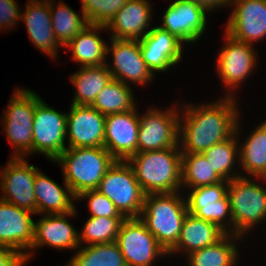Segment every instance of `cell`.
Listing matches in <instances>:
<instances>
[{
	"label": "cell",
	"mask_w": 266,
	"mask_h": 266,
	"mask_svg": "<svg viewBox=\"0 0 266 266\" xmlns=\"http://www.w3.org/2000/svg\"><path fill=\"white\" fill-rule=\"evenodd\" d=\"M236 101L235 97L222 96L201 105L182 103L179 124L181 152L203 153L214 144L231 138L241 117Z\"/></svg>",
	"instance_id": "obj_1"
},
{
	"label": "cell",
	"mask_w": 266,
	"mask_h": 266,
	"mask_svg": "<svg viewBox=\"0 0 266 266\" xmlns=\"http://www.w3.org/2000/svg\"><path fill=\"white\" fill-rule=\"evenodd\" d=\"M127 162L145 194L182 191L180 147L137 152Z\"/></svg>",
	"instance_id": "obj_2"
},
{
	"label": "cell",
	"mask_w": 266,
	"mask_h": 266,
	"mask_svg": "<svg viewBox=\"0 0 266 266\" xmlns=\"http://www.w3.org/2000/svg\"><path fill=\"white\" fill-rule=\"evenodd\" d=\"M180 192L146 194L140 215L167 253L177 244L188 213L186 197Z\"/></svg>",
	"instance_id": "obj_3"
},
{
	"label": "cell",
	"mask_w": 266,
	"mask_h": 266,
	"mask_svg": "<svg viewBox=\"0 0 266 266\" xmlns=\"http://www.w3.org/2000/svg\"><path fill=\"white\" fill-rule=\"evenodd\" d=\"M116 160L103 147L66 148L54 161L75 197L97 190L101 179Z\"/></svg>",
	"instance_id": "obj_4"
},
{
	"label": "cell",
	"mask_w": 266,
	"mask_h": 266,
	"mask_svg": "<svg viewBox=\"0 0 266 266\" xmlns=\"http://www.w3.org/2000/svg\"><path fill=\"white\" fill-rule=\"evenodd\" d=\"M11 96L0 121L14 148L10 156L26 158L32 154L34 111L42 98L29 88L15 89Z\"/></svg>",
	"instance_id": "obj_5"
},
{
	"label": "cell",
	"mask_w": 266,
	"mask_h": 266,
	"mask_svg": "<svg viewBox=\"0 0 266 266\" xmlns=\"http://www.w3.org/2000/svg\"><path fill=\"white\" fill-rule=\"evenodd\" d=\"M227 194L233 219V234L246 237L249 231L266 220V187L258 180L239 176L229 181Z\"/></svg>",
	"instance_id": "obj_6"
},
{
	"label": "cell",
	"mask_w": 266,
	"mask_h": 266,
	"mask_svg": "<svg viewBox=\"0 0 266 266\" xmlns=\"http://www.w3.org/2000/svg\"><path fill=\"white\" fill-rule=\"evenodd\" d=\"M97 191L110 199L125 218H140L146 194L127 161L116 160L101 179Z\"/></svg>",
	"instance_id": "obj_7"
},
{
	"label": "cell",
	"mask_w": 266,
	"mask_h": 266,
	"mask_svg": "<svg viewBox=\"0 0 266 266\" xmlns=\"http://www.w3.org/2000/svg\"><path fill=\"white\" fill-rule=\"evenodd\" d=\"M177 103L165 110L150 106L144 114H139L137 152L179 147L180 104Z\"/></svg>",
	"instance_id": "obj_8"
},
{
	"label": "cell",
	"mask_w": 266,
	"mask_h": 266,
	"mask_svg": "<svg viewBox=\"0 0 266 266\" xmlns=\"http://www.w3.org/2000/svg\"><path fill=\"white\" fill-rule=\"evenodd\" d=\"M224 34V45L220 48L216 59V72L223 86L226 87L224 96L234 97L236 94L234 91L241 87L251 73L253 74L259 59L255 45L237 41L225 31Z\"/></svg>",
	"instance_id": "obj_9"
},
{
	"label": "cell",
	"mask_w": 266,
	"mask_h": 266,
	"mask_svg": "<svg viewBox=\"0 0 266 266\" xmlns=\"http://www.w3.org/2000/svg\"><path fill=\"white\" fill-rule=\"evenodd\" d=\"M67 113L50 107L42 99L36 106L33 118L32 154H42L55 161L67 148Z\"/></svg>",
	"instance_id": "obj_10"
},
{
	"label": "cell",
	"mask_w": 266,
	"mask_h": 266,
	"mask_svg": "<svg viewBox=\"0 0 266 266\" xmlns=\"http://www.w3.org/2000/svg\"><path fill=\"white\" fill-rule=\"evenodd\" d=\"M115 242L127 266H153L157 258L159 260L165 255L168 256L140 218H126L120 226Z\"/></svg>",
	"instance_id": "obj_11"
},
{
	"label": "cell",
	"mask_w": 266,
	"mask_h": 266,
	"mask_svg": "<svg viewBox=\"0 0 266 266\" xmlns=\"http://www.w3.org/2000/svg\"><path fill=\"white\" fill-rule=\"evenodd\" d=\"M229 181L189 189L186 194L188 212L209 221L226 234H233V219L227 194Z\"/></svg>",
	"instance_id": "obj_12"
},
{
	"label": "cell",
	"mask_w": 266,
	"mask_h": 266,
	"mask_svg": "<svg viewBox=\"0 0 266 266\" xmlns=\"http://www.w3.org/2000/svg\"><path fill=\"white\" fill-rule=\"evenodd\" d=\"M107 54V58L112 57V64L106 62V66L113 79L128 86L136 84L140 87L153 82L155 75L142 58L139 40L110 38Z\"/></svg>",
	"instance_id": "obj_13"
},
{
	"label": "cell",
	"mask_w": 266,
	"mask_h": 266,
	"mask_svg": "<svg viewBox=\"0 0 266 266\" xmlns=\"http://www.w3.org/2000/svg\"><path fill=\"white\" fill-rule=\"evenodd\" d=\"M38 171L26 158L11 157L0 168V199L36 214L34 179Z\"/></svg>",
	"instance_id": "obj_14"
},
{
	"label": "cell",
	"mask_w": 266,
	"mask_h": 266,
	"mask_svg": "<svg viewBox=\"0 0 266 266\" xmlns=\"http://www.w3.org/2000/svg\"><path fill=\"white\" fill-rule=\"evenodd\" d=\"M233 6V7H232ZM225 32L233 39L254 45L266 37V0H231Z\"/></svg>",
	"instance_id": "obj_15"
},
{
	"label": "cell",
	"mask_w": 266,
	"mask_h": 266,
	"mask_svg": "<svg viewBox=\"0 0 266 266\" xmlns=\"http://www.w3.org/2000/svg\"><path fill=\"white\" fill-rule=\"evenodd\" d=\"M76 209L77 207L65 214H44L37 222L35 221L34 240L29 249L30 252L24 258L25 263H28L34 252L42 246H49L56 250H78L80 247L78 231L68 221L69 218L77 215Z\"/></svg>",
	"instance_id": "obj_16"
},
{
	"label": "cell",
	"mask_w": 266,
	"mask_h": 266,
	"mask_svg": "<svg viewBox=\"0 0 266 266\" xmlns=\"http://www.w3.org/2000/svg\"><path fill=\"white\" fill-rule=\"evenodd\" d=\"M208 12L197 4L175 0L166 8L159 27L185 43H196L207 27Z\"/></svg>",
	"instance_id": "obj_17"
},
{
	"label": "cell",
	"mask_w": 266,
	"mask_h": 266,
	"mask_svg": "<svg viewBox=\"0 0 266 266\" xmlns=\"http://www.w3.org/2000/svg\"><path fill=\"white\" fill-rule=\"evenodd\" d=\"M105 118L92 106L71 104L67 113V147H103Z\"/></svg>",
	"instance_id": "obj_18"
},
{
	"label": "cell",
	"mask_w": 266,
	"mask_h": 266,
	"mask_svg": "<svg viewBox=\"0 0 266 266\" xmlns=\"http://www.w3.org/2000/svg\"><path fill=\"white\" fill-rule=\"evenodd\" d=\"M139 111L108 114L105 118L104 147L115 160L127 161L137 153Z\"/></svg>",
	"instance_id": "obj_19"
},
{
	"label": "cell",
	"mask_w": 266,
	"mask_h": 266,
	"mask_svg": "<svg viewBox=\"0 0 266 266\" xmlns=\"http://www.w3.org/2000/svg\"><path fill=\"white\" fill-rule=\"evenodd\" d=\"M139 43L142 58L153 74L167 72L181 63L184 43L159 26L152 27Z\"/></svg>",
	"instance_id": "obj_20"
},
{
	"label": "cell",
	"mask_w": 266,
	"mask_h": 266,
	"mask_svg": "<svg viewBox=\"0 0 266 266\" xmlns=\"http://www.w3.org/2000/svg\"><path fill=\"white\" fill-rule=\"evenodd\" d=\"M35 213L0 199V246L15 249L24 258L34 240Z\"/></svg>",
	"instance_id": "obj_21"
},
{
	"label": "cell",
	"mask_w": 266,
	"mask_h": 266,
	"mask_svg": "<svg viewBox=\"0 0 266 266\" xmlns=\"http://www.w3.org/2000/svg\"><path fill=\"white\" fill-rule=\"evenodd\" d=\"M21 21L25 22L30 41L46 56L57 58L62 46L55 38L49 0H28L25 10L21 12Z\"/></svg>",
	"instance_id": "obj_22"
},
{
	"label": "cell",
	"mask_w": 266,
	"mask_h": 266,
	"mask_svg": "<svg viewBox=\"0 0 266 266\" xmlns=\"http://www.w3.org/2000/svg\"><path fill=\"white\" fill-rule=\"evenodd\" d=\"M152 10L148 0H127L106 26L110 38L141 40L152 29Z\"/></svg>",
	"instance_id": "obj_23"
},
{
	"label": "cell",
	"mask_w": 266,
	"mask_h": 266,
	"mask_svg": "<svg viewBox=\"0 0 266 266\" xmlns=\"http://www.w3.org/2000/svg\"><path fill=\"white\" fill-rule=\"evenodd\" d=\"M63 185L38 171L34 179V192L36 198V214H65L72 212L76 207L73 200L76 197L69 185L63 179Z\"/></svg>",
	"instance_id": "obj_24"
},
{
	"label": "cell",
	"mask_w": 266,
	"mask_h": 266,
	"mask_svg": "<svg viewBox=\"0 0 266 266\" xmlns=\"http://www.w3.org/2000/svg\"><path fill=\"white\" fill-rule=\"evenodd\" d=\"M225 234L217 225L188 212L182 225L179 240L168 252V255L173 256V254L181 253L183 256L188 255L195 250L215 244Z\"/></svg>",
	"instance_id": "obj_25"
},
{
	"label": "cell",
	"mask_w": 266,
	"mask_h": 266,
	"mask_svg": "<svg viewBox=\"0 0 266 266\" xmlns=\"http://www.w3.org/2000/svg\"><path fill=\"white\" fill-rule=\"evenodd\" d=\"M106 26L89 24L65 47L71 51V58L80 67L101 66L107 62V44L100 37Z\"/></svg>",
	"instance_id": "obj_26"
},
{
	"label": "cell",
	"mask_w": 266,
	"mask_h": 266,
	"mask_svg": "<svg viewBox=\"0 0 266 266\" xmlns=\"http://www.w3.org/2000/svg\"><path fill=\"white\" fill-rule=\"evenodd\" d=\"M239 144V165L245 175L266 182V120ZM263 180V181H262Z\"/></svg>",
	"instance_id": "obj_27"
},
{
	"label": "cell",
	"mask_w": 266,
	"mask_h": 266,
	"mask_svg": "<svg viewBox=\"0 0 266 266\" xmlns=\"http://www.w3.org/2000/svg\"><path fill=\"white\" fill-rule=\"evenodd\" d=\"M239 239L243 241L244 238L234 234H225L215 244L186 255V264L189 266H237L240 252L236 243Z\"/></svg>",
	"instance_id": "obj_28"
},
{
	"label": "cell",
	"mask_w": 266,
	"mask_h": 266,
	"mask_svg": "<svg viewBox=\"0 0 266 266\" xmlns=\"http://www.w3.org/2000/svg\"><path fill=\"white\" fill-rule=\"evenodd\" d=\"M69 78L75 87L71 104L91 106L98 93L111 81L112 75L104 64L79 67Z\"/></svg>",
	"instance_id": "obj_29"
},
{
	"label": "cell",
	"mask_w": 266,
	"mask_h": 266,
	"mask_svg": "<svg viewBox=\"0 0 266 266\" xmlns=\"http://www.w3.org/2000/svg\"><path fill=\"white\" fill-rule=\"evenodd\" d=\"M239 117L235 134L224 141L214 144L209 149L203 152L204 156L207 158L208 162L212 166L214 172L225 181H231L232 179L243 176L244 174L238 171L237 169H233L234 165H236V160L239 165V143L240 141V130L243 129L241 127V120ZM241 128V129H240ZM240 172V173H239Z\"/></svg>",
	"instance_id": "obj_30"
},
{
	"label": "cell",
	"mask_w": 266,
	"mask_h": 266,
	"mask_svg": "<svg viewBox=\"0 0 266 266\" xmlns=\"http://www.w3.org/2000/svg\"><path fill=\"white\" fill-rule=\"evenodd\" d=\"M59 2L56 5L55 0H49V8L55 38L65 48L89 23L83 13H77L66 3Z\"/></svg>",
	"instance_id": "obj_31"
},
{
	"label": "cell",
	"mask_w": 266,
	"mask_h": 266,
	"mask_svg": "<svg viewBox=\"0 0 266 266\" xmlns=\"http://www.w3.org/2000/svg\"><path fill=\"white\" fill-rule=\"evenodd\" d=\"M133 93L130 85L112 78L91 106L103 115L131 111L137 107Z\"/></svg>",
	"instance_id": "obj_32"
},
{
	"label": "cell",
	"mask_w": 266,
	"mask_h": 266,
	"mask_svg": "<svg viewBox=\"0 0 266 266\" xmlns=\"http://www.w3.org/2000/svg\"><path fill=\"white\" fill-rule=\"evenodd\" d=\"M64 266H127L116 242L83 245Z\"/></svg>",
	"instance_id": "obj_33"
},
{
	"label": "cell",
	"mask_w": 266,
	"mask_h": 266,
	"mask_svg": "<svg viewBox=\"0 0 266 266\" xmlns=\"http://www.w3.org/2000/svg\"><path fill=\"white\" fill-rule=\"evenodd\" d=\"M221 181L203 153H182V192L184 187L193 189Z\"/></svg>",
	"instance_id": "obj_34"
},
{
	"label": "cell",
	"mask_w": 266,
	"mask_h": 266,
	"mask_svg": "<svg viewBox=\"0 0 266 266\" xmlns=\"http://www.w3.org/2000/svg\"><path fill=\"white\" fill-rule=\"evenodd\" d=\"M126 218L89 217L78 231L80 246L112 243L116 241L120 226Z\"/></svg>",
	"instance_id": "obj_35"
},
{
	"label": "cell",
	"mask_w": 266,
	"mask_h": 266,
	"mask_svg": "<svg viewBox=\"0 0 266 266\" xmlns=\"http://www.w3.org/2000/svg\"><path fill=\"white\" fill-rule=\"evenodd\" d=\"M127 0H81L89 24L107 26Z\"/></svg>",
	"instance_id": "obj_36"
},
{
	"label": "cell",
	"mask_w": 266,
	"mask_h": 266,
	"mask_svg": "<svg viewBox=\"0 0 266 266\" xmlns=\"http://www.w3.org/2000/svg\"><path fill=\"white\" fill-rule=\"evenodd\" d=\"M84 199L88 202L89 217L125 218L114 203L97 190H87L76 197V201Z\"/></svg>",
	"instance_id": "obj_37"
},
{
	"label": "cell",
	"mask_w": 266,
	"mask_h": 266,
	"mask_svg": "<svg viewBox=\"0 0 266 266\" xmlns=\"http://www.w3.org/2000/svg\"><path fill=\"white\" fill-rule=\"evenodd\" d=\"M20 9L16 0H0V29L7 31L15 28V25L17 27V22L21 21Z\"/></svg>",
	"instance_id": "obj_38"
},
{
	"label": "cell",
	"mask_w": 266,
	"mask_h": 266,
	"mask_svg": "<svg viewBox=\"0 0 266 266\" xmlns=\"http://www.w3.org/2000/svg\"><path fill=\"white\" fill-rule=\"evenodd\" d=\"M24 257L15 249L0 246V266H25Z\"/></svg>",
	"instance_id": "obj_39"
},
{
	"label": "cell",
	"mask_w": 266,
	"mask_h": 266,
	"mask_svg": "<svg viewBox=\"0 0 266 266\" xmlns=\"http://www.w3.org/2000/svg\"><path fill=\"white\" fill-rule=\"evenodd\" d=\"M190 1L205 9L207 12H213L217 8L230 7L231 0H185ZM226 6V7H225Z\"/></svg>",
	"instance_id": "obj_40"
}]
</instances>
